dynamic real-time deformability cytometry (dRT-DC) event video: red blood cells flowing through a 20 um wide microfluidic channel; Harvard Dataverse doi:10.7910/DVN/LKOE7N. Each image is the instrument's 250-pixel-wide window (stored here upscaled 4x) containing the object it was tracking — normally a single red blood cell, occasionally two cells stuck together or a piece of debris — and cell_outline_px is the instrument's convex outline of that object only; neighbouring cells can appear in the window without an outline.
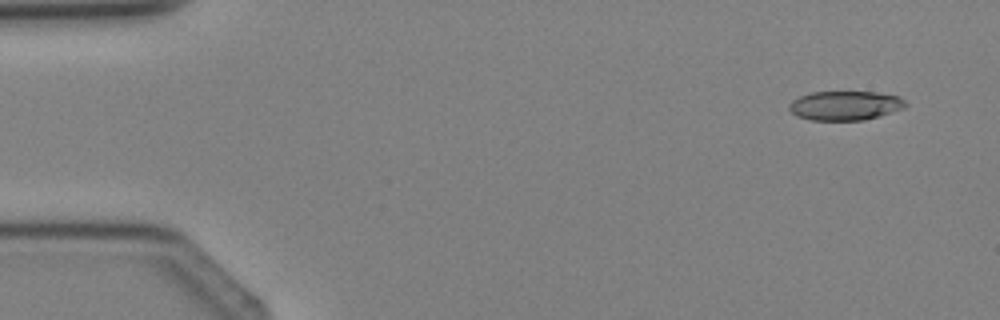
{"species": "Egyptian fruit bat (a non-hibernating species)", "species_latin": "Rousettus aegyptiacus", "temperature_condition": "cold", "stored_images_in_passage": 4, "camera_frame_rate_fps": 3000, "um_per_image_px": 0.085, "animal": {"sex": "female"}, "frame": {"image": 1, "passage_image": 1, "time_ms": 0.0, "image_size_px": [1000, 320], "cell_outline_px": [[908, 104], [904, 108], [864, 120], [812, 120], [796, 116], [788, 108], [788, 104], [792, 100], [800, 96], [812, 92], [876, 92], [900, 96]], "centroid_in_image_um": [71.83, 8.97], "position_along_channel_um": 13.2, "area_um2": 19.83}}